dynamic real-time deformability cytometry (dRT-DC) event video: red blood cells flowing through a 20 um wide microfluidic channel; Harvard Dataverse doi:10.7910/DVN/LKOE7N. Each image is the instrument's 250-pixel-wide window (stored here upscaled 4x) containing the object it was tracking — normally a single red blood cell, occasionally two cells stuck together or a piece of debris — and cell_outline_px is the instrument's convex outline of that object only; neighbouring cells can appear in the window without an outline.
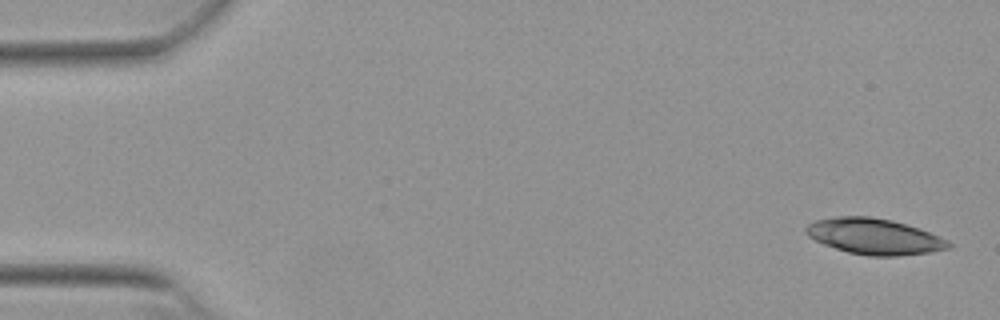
{"species": "Egyptian fruit bat (a non-hibernating species)", "species_latin": "Rousettus aegyptiacus", "temperature_condition": "warm", "stored_images_in_passage": 25, "camera_frame_rate_fps": 3000, "um_per_image_px": 0.085, "animal": {"sex": "female"}, "frame": {"image": 1, "passage_image": 1, "time_ms": 0.0, "image_size_px": [1000, 320], "cell_outline_px": [[952, 244], [948, 248], [928, 252], [896, 256], [868, 256], [848, 252], [824, 244], [808, 236], [804, 232], [804, 228], [808, 224], [816, 220], [836, 216], [868, 216], [892, 220], [920, 228], [940, 236], [948, 240]], "centroid_in_image_um": [74.3, 20.09], "position_along_channel_um": 10.7, "area_um2": 29.77}}
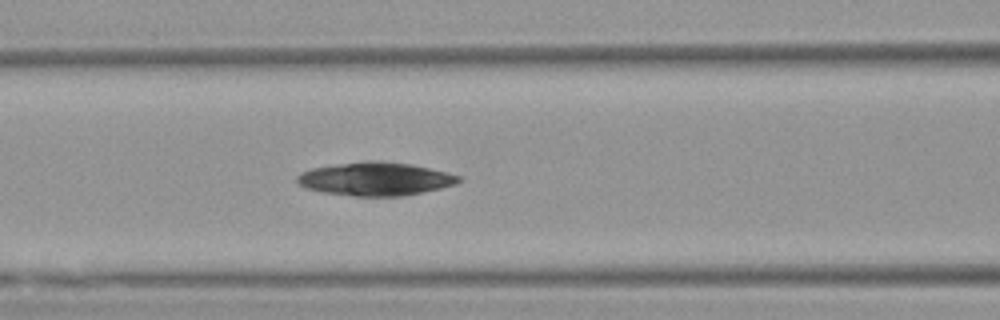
{"frame": {"image": 2, "passage_image": 21, "time_ms": 6.667, "image_size_px": [1000, 320], "cell_outline_px": [[460, 180], [456, 184], [424, 192], [404, 196], [352, 196], [324, 192], [304, 188], [296, 180], [296, 176], [300, 172], [312, 168], [368, 160], [380, 160], [412, 164], [448, 172], [460, 176]], "centroid_in_image_um": [31.91, 15.2], "position_along_channel_um": 134.7, "area_um2": 31.5}}
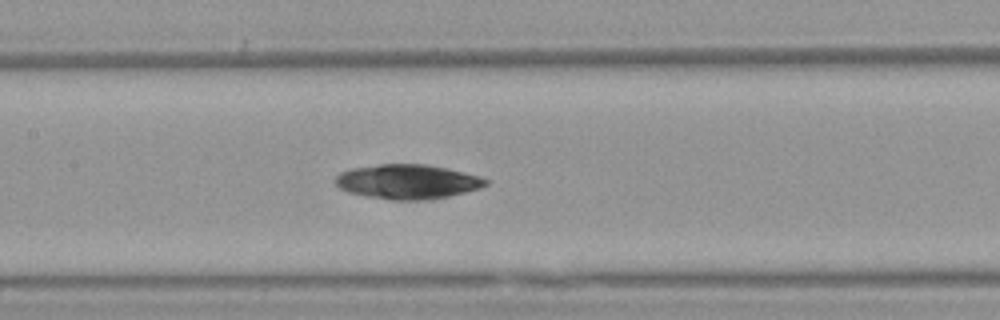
{"frame": {"image": 3, "passage_image": 24, "time_ms": 7.667, "image_size_px": [1000, 320], "cell_outline_px": [[488, 184], [480, 188], [448, 196], [428, 200], [392, 200], [364, 196], [348, 192], [340, 188], [336, 184], [336, 176], [340, 172], [352, 168], [380, 164], [424, 164], [448, 168], [480, 176], [488, 180]], "centroid_in_image_um": [34.64, 15.44], "position_along_channel_um": 172.8, "area_um2": 30.29}}